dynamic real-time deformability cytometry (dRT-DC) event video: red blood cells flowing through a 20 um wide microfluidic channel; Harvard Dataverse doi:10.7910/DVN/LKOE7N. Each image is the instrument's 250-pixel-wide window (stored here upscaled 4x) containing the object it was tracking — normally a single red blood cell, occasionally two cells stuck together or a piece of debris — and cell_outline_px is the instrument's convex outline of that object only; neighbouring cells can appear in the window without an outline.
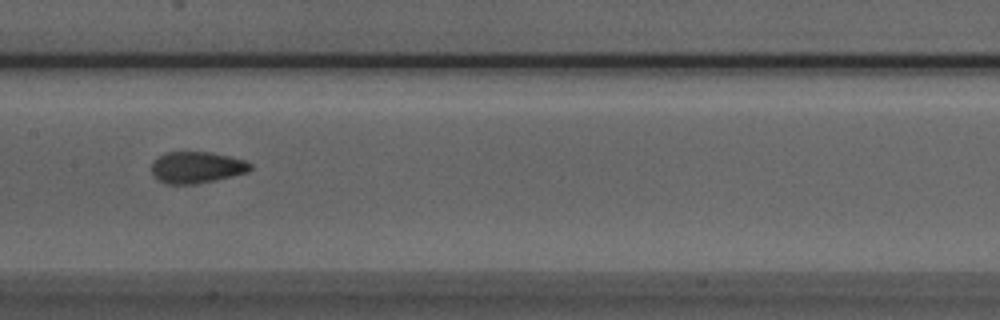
{"species": "Egyptian fruit bat (a non-hibernating species)", "species_latin": "Rousettus aegyptiacus", "temperature_condition": "room temperature", "stored_images_in_passage": 9, "camera_frame_rate_fps": 3000, "um_per_image_px": 0.085, "animal": {"sex": "male"}, "frame": {"image": 1, "passage_image": 8, "time_ms": 2.333, "image_size_px": [1000, 320], "cell_outline_px": [[252, 168], [248, 172], [216, 180], [192, 184], [164, 184], [152, 172], [152, 160], [164, 152], [212, 152], [244, 160], [252, 164]], "centroid_in_image_um": [16.71, 14.22], "position_along_channel_um": 190.7, "area_um2": 18.15}}
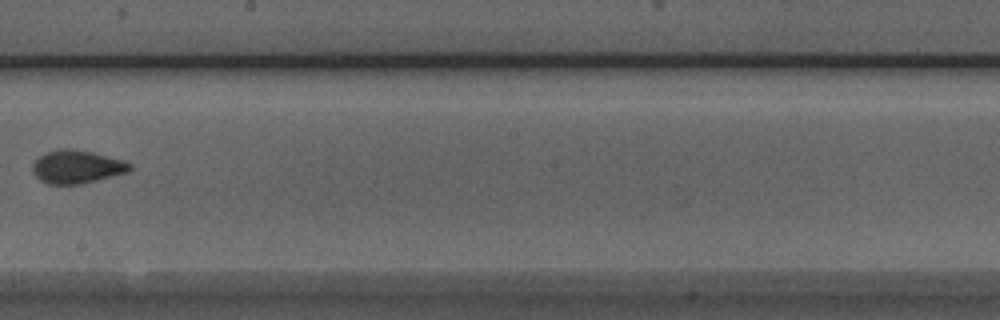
{"frame": {"image": 2, "passage_image": 9, "time_ms": 2.667, "image_size_px": [1000, 320], "cell_outline_px": [[132, 168], [128, 172], [80, 184], [48, 184], [40, 180], [32, 172], [32, 164], [44, 152], [60, 148], [72, 148], [92, 152], [124, 160], [132, 164]], "centroid_in_image_um": [6.52, 14.16], "position_along_channel_um": 241.7, "area_um2": 18.9}}